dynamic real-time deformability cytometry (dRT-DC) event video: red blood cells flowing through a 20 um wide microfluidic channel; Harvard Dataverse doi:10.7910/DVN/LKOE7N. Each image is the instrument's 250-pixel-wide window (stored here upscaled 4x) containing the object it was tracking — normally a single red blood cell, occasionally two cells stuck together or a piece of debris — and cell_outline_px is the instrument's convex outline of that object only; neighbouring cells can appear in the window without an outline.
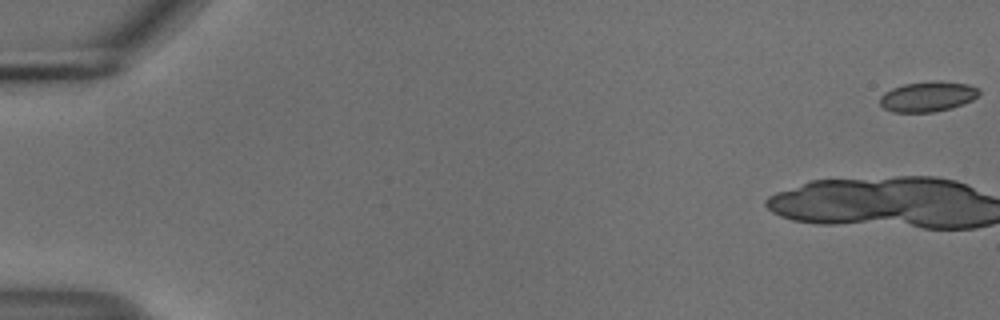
{"species": "common noctule bat (a hibernating species)", "species_latin": "Nyctalus noctula", "temperature_condition": "cold", "stored_images_in_passage": 40, "camera_frame_rate_fps": 3000, "um_per_image_px": 0.085, "animal": {"sex": "male", "body_mass_g": 18.8}, "frame": {"image": 1, "passage_image": 1, "time_ms": 0.0, "image_size_px": [1000, 320], "cell_outline_px": [[980, 92], [972, 100], [964, 104], [952, 108], [936, 112], [892, 112], [884, 108], [880, 104], [880, 96], [884, 92], [892, 88], [904, 84], [932, 80], [940, 80], [968, 84], [980, 88]], "centroid_in_image_um": [78.87, 8.2], "position_along_channel_um": 6.1, "area_um2": 17.74}}